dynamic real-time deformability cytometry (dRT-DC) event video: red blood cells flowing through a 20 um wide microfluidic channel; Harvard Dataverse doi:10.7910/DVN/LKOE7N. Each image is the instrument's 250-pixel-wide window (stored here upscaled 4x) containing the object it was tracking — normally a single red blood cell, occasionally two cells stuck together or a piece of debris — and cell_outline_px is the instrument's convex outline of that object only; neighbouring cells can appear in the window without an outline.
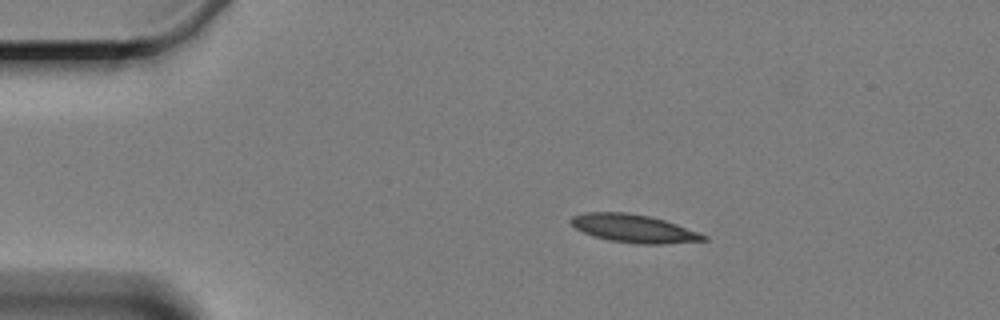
{"species": "Egyptian fruit bat (a non-hibernating species)", "species_latin": "Rousettus aegyptiacus", "temperature_condition": "cold", "stored_images_in_passage": 5, "camera_frame_rate_fps": 3000, "um_per_image_px": 0.085, "animal": {"sex": "female"}, "frame": {"image": 1, "passage_image": 1, "time_ms": 0.0, "image_size_px": [1000, 320], "cell_outline_px": [[708, 240], [664, 244], [640, 244], [612, 240], [596, 236], [584, 232], [576, 228], [568, 220], [572, 216], [584, 212], [628, 212], [652, 216], [700, 232], [708, 236]], "centroid_in_image_um": [53.91, 19.41], "position_along_channel_um": 31.1, "area_um2": 21.68}}
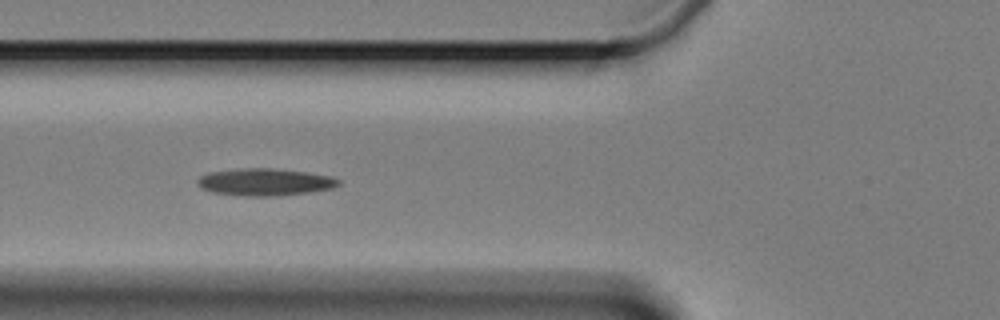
{"frame": {"image": 2, "passage_image": 4, "time_ms": 3.667, "image_size_px": [1000, 320], "cell_outline_px": [[340, 184], [332, 188], [312, 192], [276, 196], [244, 196], [212, 192], [200, 188], [196, 184], [196, 180], [200, 176], [208, 172], [244, 168], [272, 168], [308, 172], [332, 176], [340, 180]], "centroid_in_image_um": [22.51, 15.47], "position_along_channel_um": 103.3, "area_um2": 22.6}}
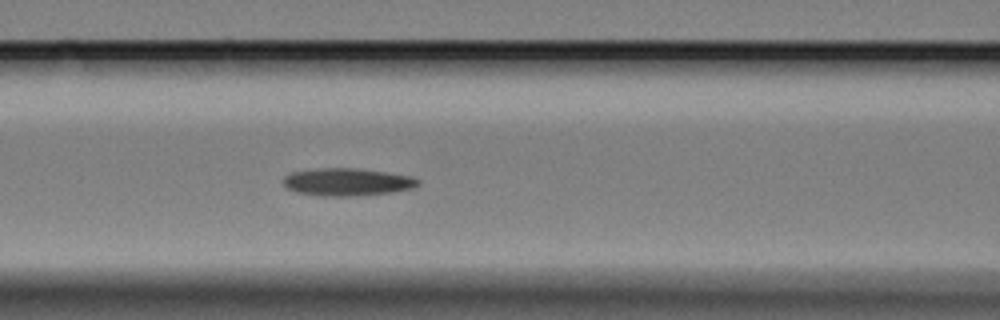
{"frame": {"image": 3, "passage_image": 5, "time_ms": 4.667, "image_size_px": [1000, 320], "cell_outline_px": [[420, 184], [412, 188], [392, 192], [356, 196], [316, 196], [296, 192], [288, 188], [284, 184], [284, 176], [292, 172], [320, 168], [352, 168], [388, 172], [412, 176], [420, 180]], "centroid_in_image_um": [29.53, 15.47], "position_along_channel_um": 137.1, "area_um2": 21.73}}